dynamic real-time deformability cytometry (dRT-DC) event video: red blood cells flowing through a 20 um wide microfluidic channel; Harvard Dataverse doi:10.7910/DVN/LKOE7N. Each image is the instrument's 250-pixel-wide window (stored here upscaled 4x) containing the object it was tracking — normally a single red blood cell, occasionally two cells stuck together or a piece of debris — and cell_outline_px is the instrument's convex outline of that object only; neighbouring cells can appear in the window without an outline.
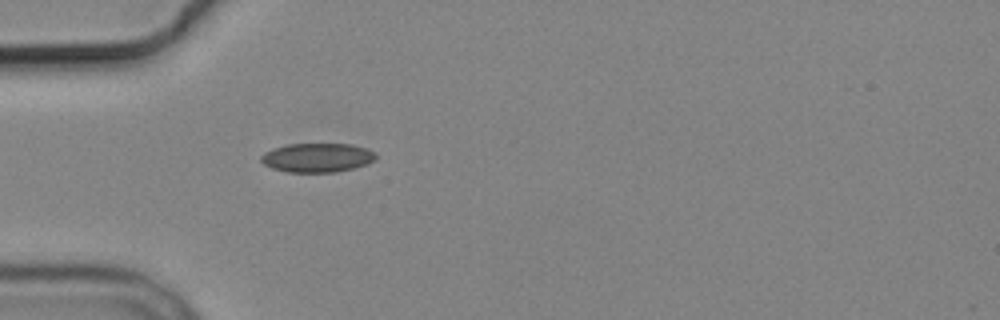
{"species": "common noctule bat (a hibernating species)", "species_latin": "Nyctalus noctula", "temperature_condition": "cold", "stored_images_in_passage": 1, "camera_frame_rate_fps": 3000, "um_per_image_px": 0.085, "animal": {"sex": "male", "body_mass_g": 19.2, "forearm_length_mm": 51.8}, "frame": {"image": 1, "passage_image": 1, "time_ms": 0.0, "image_size_px": [1000, 320], "cell_outline_px": [[376, 156], [372, 160], [364, 164], [352, 168], [336, 172], [288, 172], [272, 168], [264, 164], [260, 160], [260, 156], [264, 152], [272, 148], [288, 144], [352, 144], [364, 148], [372, 152]], "centroid_in_image_um": [26.88, 13.39], "position_along_channel_um": 58.1, "area_um2": 19.19}}